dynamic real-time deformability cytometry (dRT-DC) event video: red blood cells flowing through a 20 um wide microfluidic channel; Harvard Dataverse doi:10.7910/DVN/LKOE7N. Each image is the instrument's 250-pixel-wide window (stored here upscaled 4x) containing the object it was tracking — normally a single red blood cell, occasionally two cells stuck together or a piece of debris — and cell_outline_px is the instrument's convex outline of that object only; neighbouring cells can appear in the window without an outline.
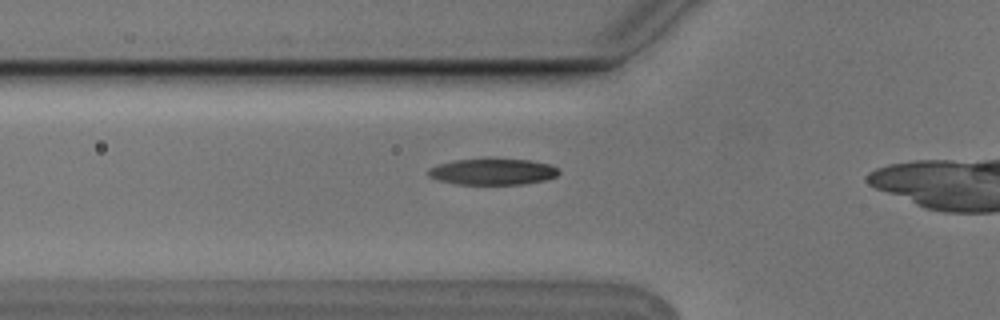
{"species": "Egyptian fruit bat (a non-hibernating species)", "species_latin": "Rousettus aegyptiacus", "temperature_condition": "cold", "stored_images_in_passage": 6, "camera_frame_rate_fps": 3000, "um_per_image_px": 0.085, "animal": {"sex": "male"}, "frame": {"image": 1, "passage_image": 6, "time_ms": 1.667, "image_size_px": [1000, 320], "cell_outline_px": [[560, 172], [556, 176], [544, 180], [524, 184], [456, 184], [440, 180], [428, 176], [428, 168], [436, 164], [456, 160], [484, 156], [528, 160], [548, 164], [556, 168]], "centroid_in_image_um": [41.83, 14.55], "position_along_channel_um": 84.0, "area_um2": 20.52}}